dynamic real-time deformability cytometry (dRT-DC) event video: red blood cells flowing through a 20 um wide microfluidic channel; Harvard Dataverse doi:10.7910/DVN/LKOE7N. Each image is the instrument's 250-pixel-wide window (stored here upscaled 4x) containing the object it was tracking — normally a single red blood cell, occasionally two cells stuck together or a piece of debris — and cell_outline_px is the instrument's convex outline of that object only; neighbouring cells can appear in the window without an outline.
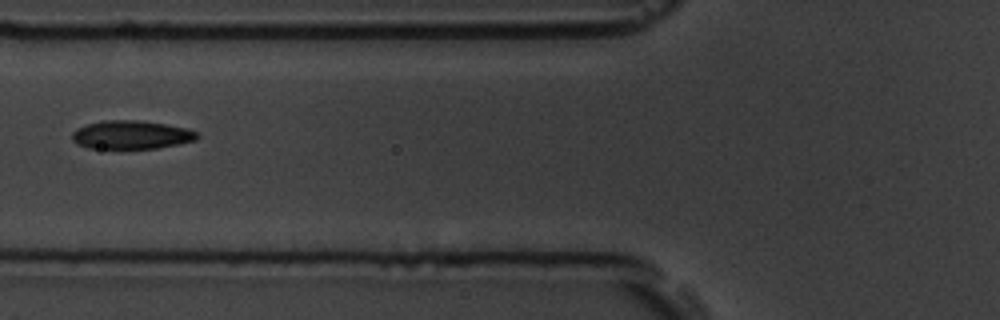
{"species": "common noctule bat (a hibernating species)", "species_latin": "Nyctalus noctula", "temperature_condition": "room temperature", "stored_images_in_passage": 7, "camera_frame_rate_fps": 3000, "um_per_image_px": 0.085, "animal": {"sex": "male", "body_mass_g": 19.5, "forearm_length_mm": 54.6}, "frame": {"image": 1, "passage_image": 7, "time_ms": 7.667, "image_size_px": [1000, 320], "cell_outline_px": [[200, 136], [196, 140], [156, 148], [88, 148], [76, 144], [72, 140], [72, 132], [76, 128], [88, 124], [104, 120], [140, 120], [188, 128], [196, 132]], "centroid_in_image_um": [11.14, 11.45], "position_along_channel_um": 114.7, "area_um2": 20.69}}